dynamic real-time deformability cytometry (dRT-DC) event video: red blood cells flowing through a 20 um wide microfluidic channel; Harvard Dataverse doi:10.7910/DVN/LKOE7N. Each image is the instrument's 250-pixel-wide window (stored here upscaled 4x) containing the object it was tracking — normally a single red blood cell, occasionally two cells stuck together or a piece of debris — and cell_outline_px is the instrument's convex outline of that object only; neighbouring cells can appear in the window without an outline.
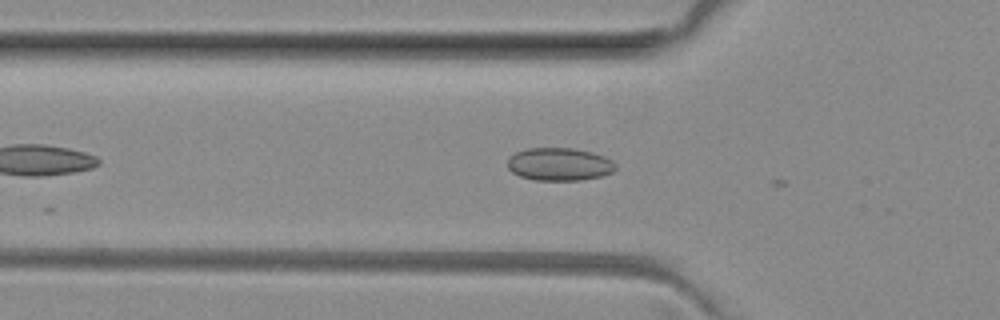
{"species": "common noctule bat (a hibernating species)", "species_latin": "Nyctalus noctula", "temperature_condition": "room temperature", "stored_images_in_passage": 5, "camera_frame_rate_fps": 3000, "um_per_image_px": 0.085, "animal": {"sex": "female", "body_mass_g": 29.2, "forearm_length_mm": 56.3}, "frame": {"image": 1, "passage_image": 3, "time_ms": 0.667, "image_size_px": [1000, 320], "cell_outline_px": [[616, 168], [612, 172], [604, 176], [580, 180], [532, 180], [520, 176], [512, 172], [508, 168], [508, 156], [516, 152], [528, 148], [572, 148], [592, 152], [604, 156], [612, 160], [616, 164]], "centroid_in_image_um": [47.55, 13.96], "position_along_channel_um": 78.3, "area_um2": 20.87}}